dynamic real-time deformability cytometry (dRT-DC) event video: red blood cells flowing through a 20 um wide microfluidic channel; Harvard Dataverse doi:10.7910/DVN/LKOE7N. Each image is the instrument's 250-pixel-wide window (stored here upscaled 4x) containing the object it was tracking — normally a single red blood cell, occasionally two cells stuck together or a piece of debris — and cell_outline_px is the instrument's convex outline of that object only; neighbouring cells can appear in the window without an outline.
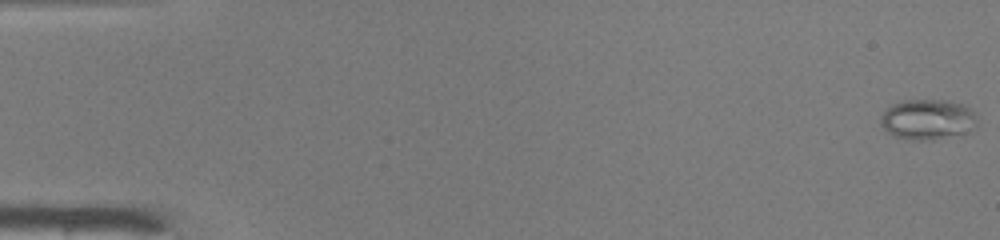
{"species": "common noctule bat (a hibernating species)", "species_latin": "Nyctalus noctula", "temperature_condition": "warm", "stored_images_in_passage": 49, "camera_frame_rate_fps": 3000, "um_per_image_px": 0.085, "animal": {"sex": "male", "body_mass_g": 19.0, "forearm_length_mm": 50.8}, "frame": {"image": 1, "passage_image": 1, "time_ms": 0.0, "image_size_px": [1000, 240], "cell_outline_px": [[976, 124], [972, 132], [932, 140], [912, 140], [896, 136], [888, 132], [880, 124], [880, 116], [892, 104], [908, 100], [948, 100], [964, 104], [976, 116]], "centroid_in_image_um": [78.87, 10.16], "position_along_channel_um": 6.1, "area_um2": 22.77}}
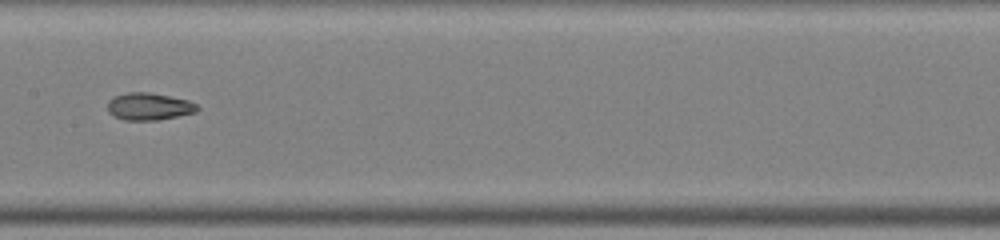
{"frame": {"image": 2, "passage_image": 26, "time_ms": 8.333, "image_size_px": [1000, 240], "cell_outline_px": [[200, 108], [196, 112], [156, 120], [124, 120], [112, 116], [108, 112], [108, 100], [112, 96], [128, 92], [148, 92], [188, 100], [196, 104]], "centroid_in_image_um": [12.62, 9.05], "position_along_channel_um": 194.8, "area_um2": 14.28}}
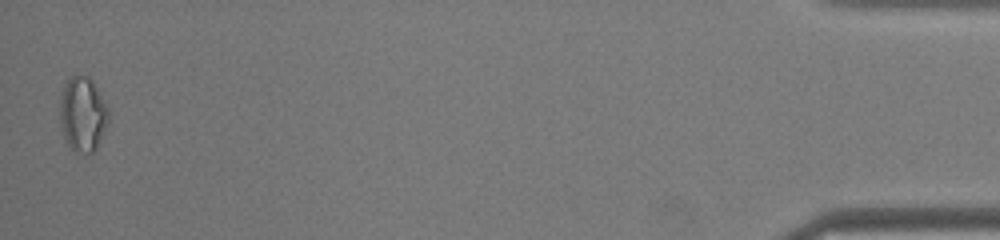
{"frame": {"image": 3, "passage_image": 49, "time_ms": 16.0, "image_size_px": [1000, 240], "cell_outline_px": [[108, 120], [96, 148], [88, 156], [76, 152], [68, 144], [64, 136], [60, 120], [60, 100], [64, 88], [68, 80], [76, 72], [88, 76], [92, 80], [108, 104]], "centroid_in_image_um": [7.04, 9.68], "position_along_channel_um": 428.2, "area_um2": 21.21}, "authors_computed_cell_mechanics": {"area_um2": 15.6638, "velocity_mm_per_s": 4.1765, "shape_relaxation_time_tau1_ms": null, "shape_relaxation_time_tau2_ms": 1.2529, "deformation_change_tau1": null, "deformation_change_tau2": 0.0757}}